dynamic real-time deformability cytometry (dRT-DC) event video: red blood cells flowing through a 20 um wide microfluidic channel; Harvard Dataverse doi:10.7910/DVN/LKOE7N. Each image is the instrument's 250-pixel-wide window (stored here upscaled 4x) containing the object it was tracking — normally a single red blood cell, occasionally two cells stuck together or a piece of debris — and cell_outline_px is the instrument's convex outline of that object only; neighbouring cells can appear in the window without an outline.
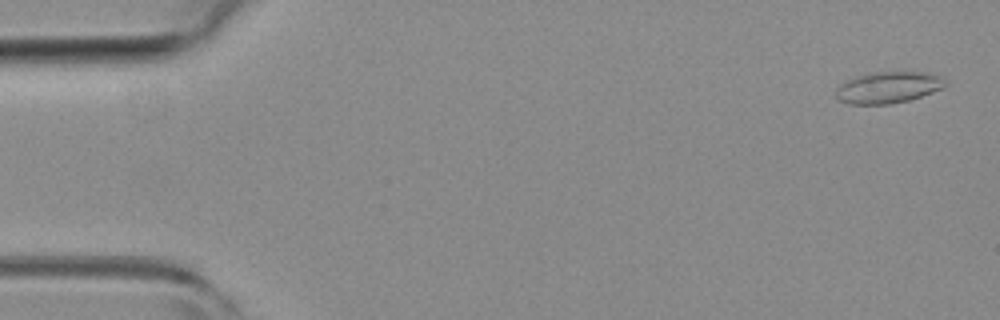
{"species": "common noctule bat (a hibernating species)", "species_latin": "Nyctalus noctula", "temperature_condition": "room temperature", "stored_images_in_passage": 52, "camera_frame_rate_fps": 3000, "um_per_image_px": 0.085, "animal": {"sex": "female", "body_mass_g": 19.3, "forearm_length_mm": 54.1}, "frame": {"image": 1, "passage_image": 2, "time_ms": 0.333, "image_size_px": [1000, 320], "cell_outline_px": [[948, 84], [932, 92], [908, 100], [888, 104], [848, 104], [836, 100], [836, 88], [840, 84], [856, 76], [868, 72], [904, 68], [928, 72], [940, 76], [948, 80]], "centroid_in_image_um": [75.52, 7.36], "position_along_channel_um": 9.5, "area_um2": 21.04}}
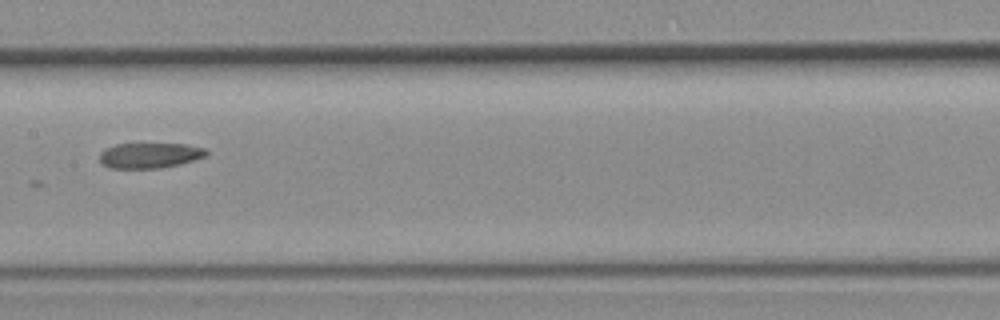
{"frame": {"image": 2, "passage_image": 26, "time_ms": 8.333, "image_size_px": [1000, 320], "cell_outline_px": [[208, 156], [180, 164], [160, 168], [108, 168], [100, 160], [100, 152], [116, 144], [184, 144], [208, 148]], "centroid_in_image_um": [12.79, 13.21], "position_along_channel_um": 194.6, "area_um2": 15.78}}
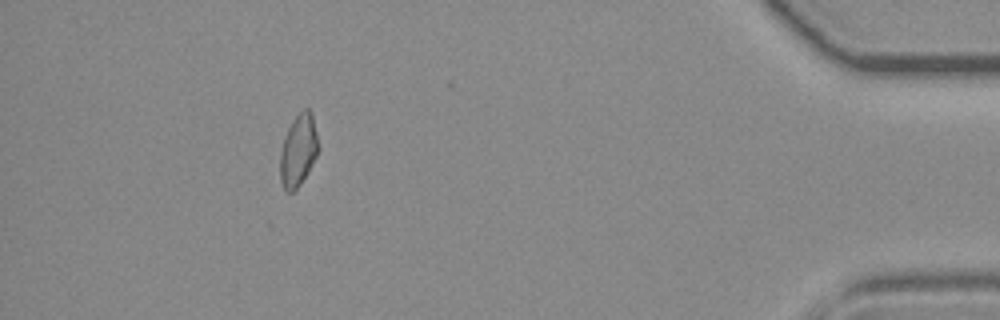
{"frame": {"image": 3, "passage_image": 47, "time_ms": 15.333, "image_size_px": [1000, 320], "cell_outline_px": [[320, 148], [308, 172], [300, 184], [292, 192], [284, 192], [280, 180], [280, 152], [288, 128], [292, 120], [304, 108], [308, 108], [312, 112]], "centroid_in_image_um": [25.36, 12.79], "position_along_channel_um": 409.8, "area_um2": 16.13}}